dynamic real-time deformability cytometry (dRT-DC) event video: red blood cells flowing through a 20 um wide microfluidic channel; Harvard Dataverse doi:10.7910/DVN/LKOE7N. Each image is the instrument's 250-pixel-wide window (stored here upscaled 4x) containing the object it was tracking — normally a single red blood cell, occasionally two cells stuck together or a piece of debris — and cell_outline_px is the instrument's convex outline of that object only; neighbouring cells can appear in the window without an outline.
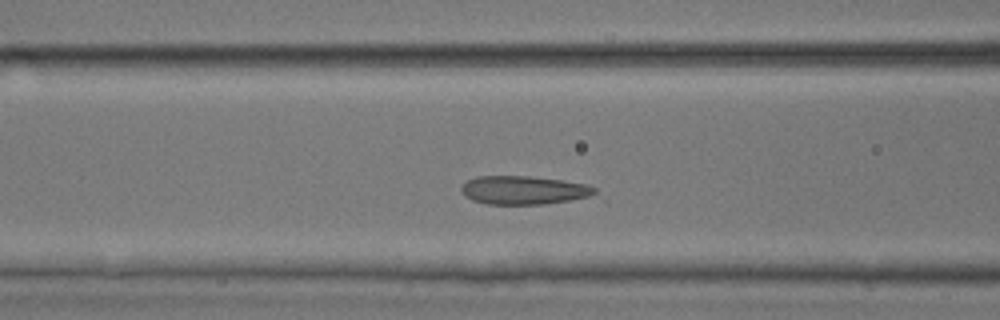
{"species": "common noctule bat (a hibernating species)", "species_latin": "Nyctalus noctula", "temperature_condition": "room temperature", "stored_images_in_passage": 43, "camera_frame_rate_fps": 3000, "um_per_image_px": 0.085, "animal": {"sex": "male", "body_mass_g": 17.9, "forearm_length_mm": 54.2}, "frame": {"image": 1, "passage_image": 14, "time_ms": 4.333, "image_size_px": [1000, 320], "cell_outline_px": [[608, 200], [544, 204], [488, 204], [472, 200], [464, 196], [460, 188], [468, 180], [476, 176], [528, 176], [560, 180], [588, 184], [596, 188]], "centroid_in_image_um": [44.87, 16.21], "position_along_channel_um": 121.7, "area_um2": 23.7}}
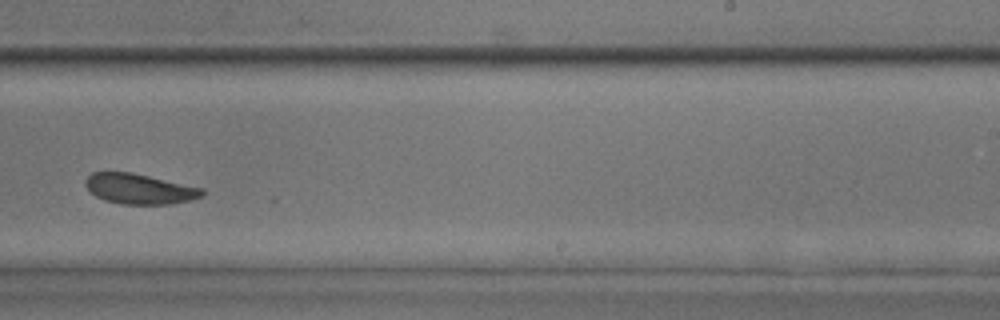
{"frame": {"image": 2, "passage_image": 25, "time_ms": 8.0, "image_size_px": [1000, 320], "cell_outline_px": [[204, 196], [188, 200], [168, 204], [120, 204], [104, 200], [96, 196], [84, 184], [84, 180], [92, 172], [132, 172], [204, 188]], "centroid_in_image_um": [11.85, 16.05], "position_along_channel_um": 277.1, "area_um2": 20.58}}
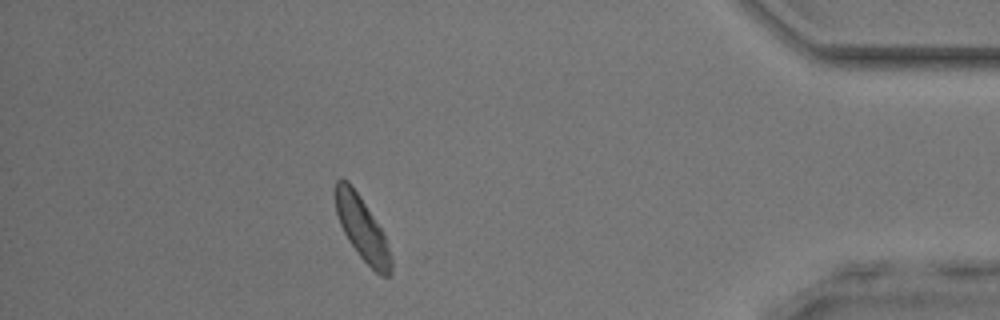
{"frame": {"image": 3, "passage_image": 37, "time_ms": 12.0, "image_size_px": [1000, 320], "cell_outline_px": [[392, 272], [388, 276], [380, 276], [360, 256], [348, 240], [340, 224], [336, 212], [336, 180], [348, 180], [384, 232], [392, 260]], "centroid_in_image_um": [30.81, 19.47], "position_along_channel_um": 404.4, "area_um2": 20.11}}